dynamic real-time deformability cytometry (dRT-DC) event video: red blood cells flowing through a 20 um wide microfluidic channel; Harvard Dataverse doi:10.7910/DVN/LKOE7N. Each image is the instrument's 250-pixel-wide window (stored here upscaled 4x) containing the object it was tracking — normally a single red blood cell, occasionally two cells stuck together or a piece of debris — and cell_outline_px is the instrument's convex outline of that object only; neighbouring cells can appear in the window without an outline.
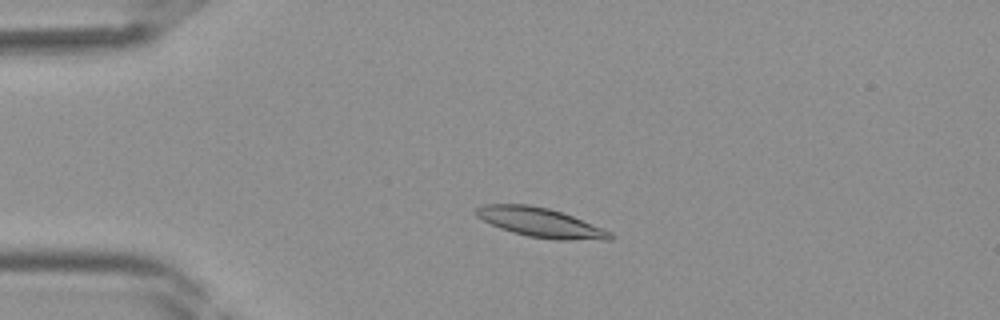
{"species": "Egyptian fruit bat (a non-hibernating species)", "species_latin": "Rousettus aegyptiacus", "temperature_condition": "room temperature", "stored_images_in_passage": 35, "camera_frame_rate_fps": 3000, "um_per_image_px": 0.085, "frame": {"image": 1, "passage_image": 4, "time_ms": 1.0, "image_size_px": [1000, 320], "cell_outline_px": [[616, 236], [612, 240], [556, 240], [528, 236], [512, 232], [500, 228], [476, 216], [476, 208], [484, 204], [528, 204], [548, 208], [572, 216], [612, 232]], "centroid_in_image_um": [45.98, 18.93], "position_along_channel_um": 39.0, "area_um2": 22.83}}
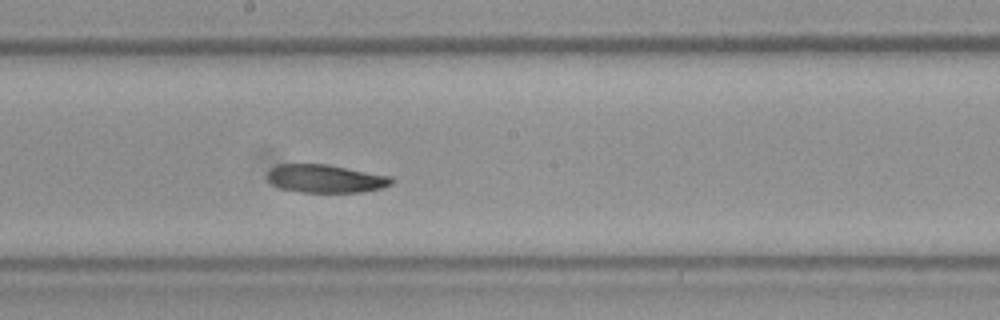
{"frame": {"image": 2, "passage_image": 17, "time_ms": 5.333, "image_size_px": [1000, 320], "cell_outline_px": [[396, 180], [392, 184], [384, 188], [360, 192], [300, 192], [280, 188], [272, 184], [268, 180], [268, 168], [276, 164], [328, 164], [392, 176]], "centroid_in_image_um": [27.7, 15.18], "position_along_channel_um": 220.5, "area_um2": 20.69}}
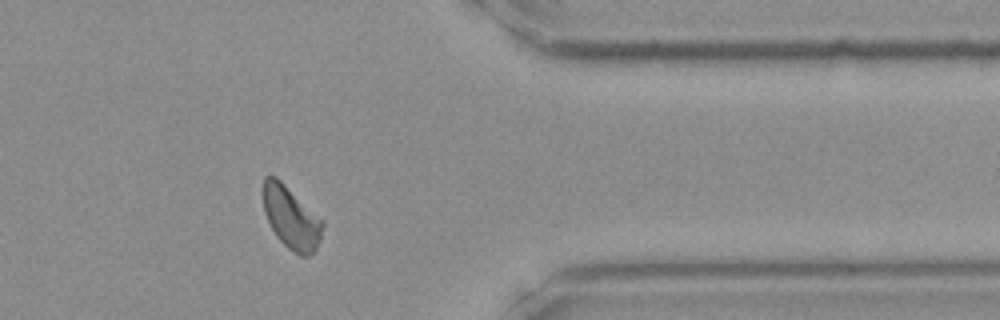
{"frame": {"image": 3, "passage_image": 28, "time_ms": 9.0, "image_size_px": [1000, 320], "cell_outline_px": [[324, 224], [320, 240], [316, 248], [308, 256], [300, 256], [288, 248], [276, 236], [264, 212], [264, 176], [276, 176], [324, 220]], "centroid_in_image_um": [24.77, 18.51], "position_along_channel_um": 386.6, "area_um2": 21.44}}